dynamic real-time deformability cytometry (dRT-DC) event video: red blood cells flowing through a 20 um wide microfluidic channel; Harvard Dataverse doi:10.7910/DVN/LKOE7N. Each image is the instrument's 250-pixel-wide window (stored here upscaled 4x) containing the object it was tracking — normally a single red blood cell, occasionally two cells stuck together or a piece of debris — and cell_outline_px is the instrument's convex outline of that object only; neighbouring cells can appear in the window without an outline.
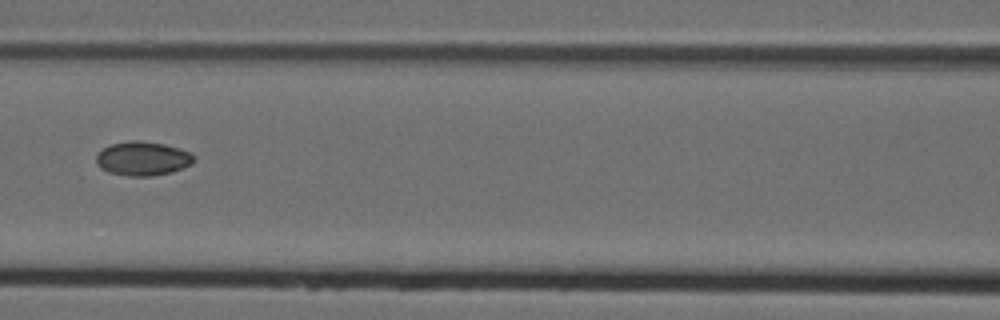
{"species": "Egyptian fruit bat (a non-hibernating species)", "species_latin": "Rousettus aegyptiacus", "temperature_condition": "cold", "stored_images_in_passage": 6, "camera_frame_rate_fps": 3000, "um_per_image_px": 0.085, "animal": {"sex": "female"}, "frame": {"image": 1, "passage_image": 5, "time_ms": 1.333, "image_size_px": [1000, 320], "cell_outline_px": [[196, 160], [192, 164], [172, 172], [152, 176], [128, 176], [108, 172], [100, 168], [96, 160], [96, 156], [104, 148], [112, 144], [132, 140], [140, 140], [164, 144], [180, 148], [192, 152], [196, 156]], "centroid_in_image_um": [12.19, 13.48], "position_along_channel_um": 154.4, "area_um2": 19.54}}
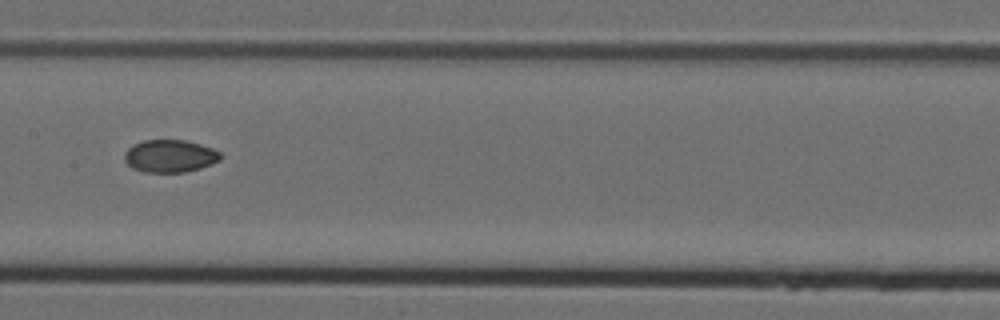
{"frame": {"image": 2, "passage_image": 6, "time_ms": 1.667, "image_size_px": [1000, 320], "cell_outline_px": [[220, 160], [200, 168], [184, 172], [144, 172], [132, 168], [124, 160], [124, 152], [132, 144], [144, 140], [184, 140], [200, 144], [212, 148], [220, 152]], "centroid_in_image_um": [14.4, 13.26], "position_along_channel_um": 193.0, "area_um2": 18.21}}